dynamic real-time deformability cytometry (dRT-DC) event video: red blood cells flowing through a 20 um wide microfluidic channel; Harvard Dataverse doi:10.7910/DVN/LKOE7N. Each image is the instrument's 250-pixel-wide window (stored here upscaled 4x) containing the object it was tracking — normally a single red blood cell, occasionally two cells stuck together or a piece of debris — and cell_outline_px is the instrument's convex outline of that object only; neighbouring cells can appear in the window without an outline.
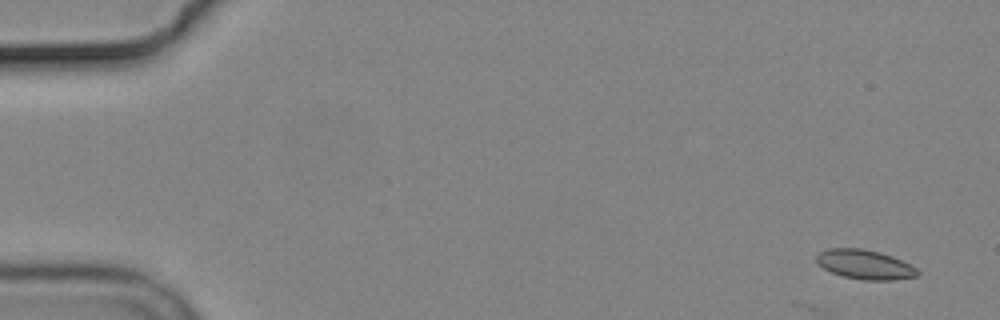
{"species": "common noctule bat (a hibernating species)", "species_latin": "Nyctalus noctula", "temperature_condition": "cold", "stored_images_in_passage": 4, "camera_frame_rate_fps": 3000, "um_per_image_px": 0.085, "animal": {"sex": "male", "body_mass_g": 19.2, "forearm_length_mm": 51.8}, "frame": {"image": 1, "passage_image": 1, "time_ms": 0.0, "image_size_px": [1000, 320], "cell_outline_px": [[920, 272], [916, 276], [892, 280], [864, 280], [844, 276], [832, 272], [824, 268], [816, 260], [816, 256], [820, 252], [828, 248], [860, 248], [880, 252], [892, 256], [916, 268]], "centroid_in_image_um": [73.51, 22.47], "position_along_channel_um": 11.5, "area_um2": 17.05}}